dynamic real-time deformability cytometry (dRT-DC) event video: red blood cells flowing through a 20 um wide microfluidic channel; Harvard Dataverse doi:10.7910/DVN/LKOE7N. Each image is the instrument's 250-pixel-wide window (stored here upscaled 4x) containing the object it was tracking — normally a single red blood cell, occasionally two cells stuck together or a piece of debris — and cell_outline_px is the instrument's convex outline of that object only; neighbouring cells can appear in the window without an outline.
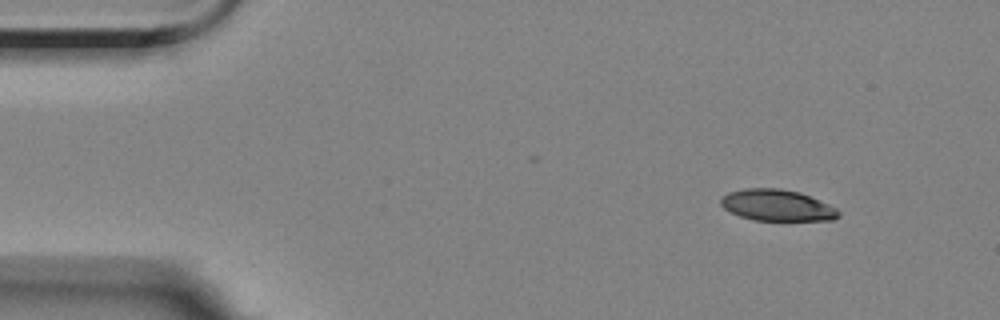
{"species": "Egyptian fruit bat (a non-hibernating species)", "species_latin": "Rousettus aegyptiacus", "temperature_condition": "room temperature", "stored_images_in_passage": 43, "camera_frame_rate_fps": 3000, "um_per_image_px": 0.085, "animal": {"sex": "female"}, "frame": {"image": 1, "passage_image": 1, "time_ms": 0.0, "image_size_px": [1000, 320], "cell_outline_px": [[840, 216], [832, 220], [752, 220], [740, 216], [724, 208], [720, 204], [720, 200], [728, 192], [744, 188], [780, 188], [800, 192], [828, 204], [836, 208], [840, 212]], "centroid_in_image_um": [66.05, 17.44], "position_along_channel_um": 19.0, "area_um2": 21.44}}
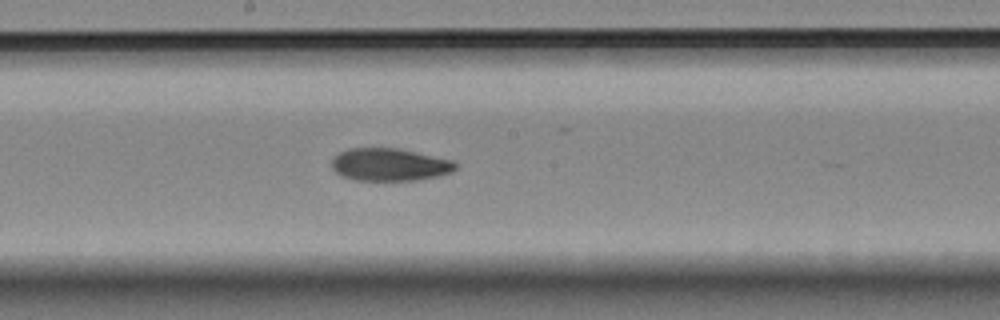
{"frame": {"image": 2, "passage_image": 25, "time_ms": 8.0, "image_size_px": [1000, 320], "cell_outline_px": [[456, 168], [452, 172], [436, 176], [416, 180], [356, 180], [344, 176], [336, 172], [332, 168], [332, 160], [340, 152], [348, 148], [396, 148], [452, 160], [456, 164]], "centroid_in_image_um": [33.1, 13.99], "position_along_channel_um": 215.1, "area_um2": 23.18}}
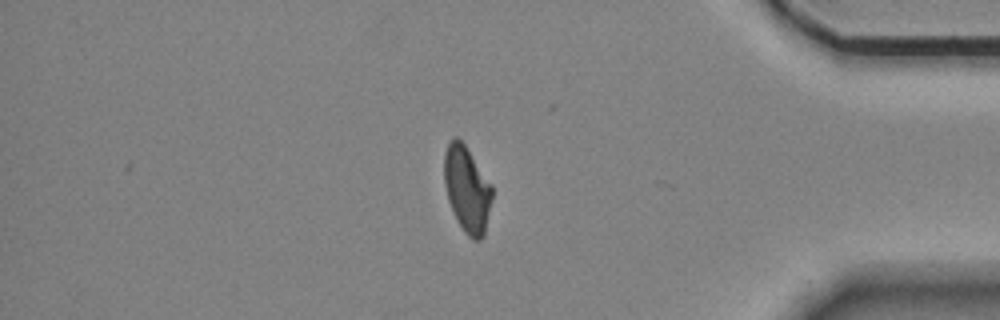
{"frame": {"image": 3, "passage_image": 43, "time_ms": 14.0, "image_size_px": [1000, 320], "cell_outline_px": [[492, 200], [484, 236], [480, 240], [472, 240], [464, 232], [448, 200], [444, 184], [444, 152], [448, 144], [456, 136], [464, 144], [492, 184]], "centroid_in_image_um": [39.71, 16.1], "position_along_channel_um": 395.5, "area_um2": 23.87}, "authors_computed_cell_mechanics": {"area_um2": 23.8136, "velocity_mm_per_s": 3.501, "shape_relaxation_time_tau1_ms": null, "shape_relaxation_time_tau2_ms": 4.3042, "deformation_change_tau1": null, "deformation_change_tau2": 0.1044}}